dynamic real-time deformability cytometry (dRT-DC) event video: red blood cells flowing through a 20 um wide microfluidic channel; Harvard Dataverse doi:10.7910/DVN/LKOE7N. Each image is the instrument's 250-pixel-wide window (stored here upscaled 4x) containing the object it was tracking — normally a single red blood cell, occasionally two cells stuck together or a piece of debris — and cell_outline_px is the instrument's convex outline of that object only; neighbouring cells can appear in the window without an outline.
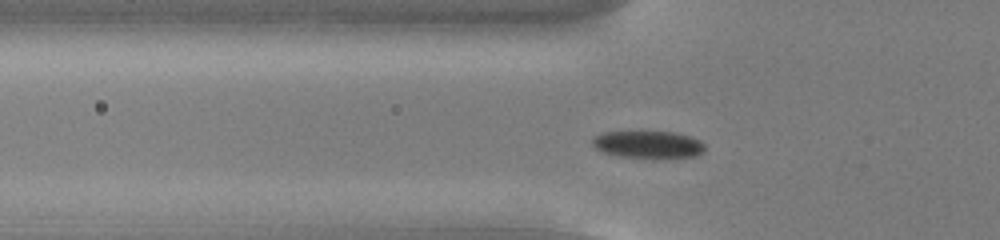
{"species": "common noctule bat (a hibernating species)", "species_latin": "Nyctalus noctula", "temperature_condition": "cold", "stored_images_in_passage": 49, "camera_frame_rate_fps": 3000, "um_per_image_px": 0.085, "animal": {"sex": "male", "body_mass_g": 13.0, "forearm_length_mm": 53.1}, "frame": {"image": 1, "passage_image": 13, "time_ms": 4.0, "image_size_px": [1000, 240], "cell_outline_px": [[704, 152], [696, 156], [656, 160], [620, 156], [604, 152], [596, 148], [592, 144], [592, 140], [596, 136], [604, 132], [676, 132], [692, 136], [700, 140], [704, 144]], "centroid_in_image_um": [55.17, 12.31], "position_along_channel_um": 70.6, "area_um2": 18.38}}
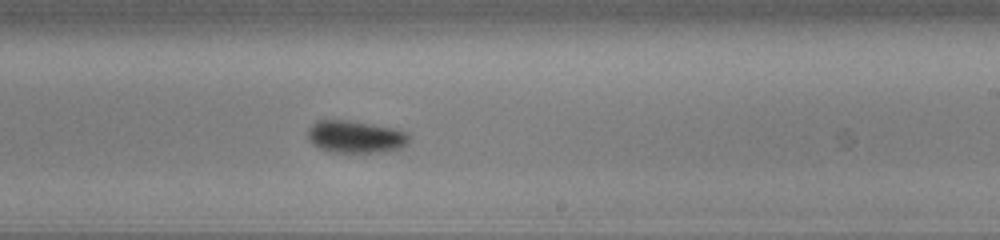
{"frame": {"image": 2, "passage_image": 28, "time_ms": 9.0, "image_size_px": [1000, 240], "cell_outline_px": [[408, 144], [400, 148], [384, 152], [328, 152], [312, 144], [308, 140], [308, 128], [316, 120], [348, 120], [396, 128], [408, 132]], "centroid_in_image_um": [30.21, 11.62], "position_along_channel_um": 258.8, "area_um2": 19.31}}
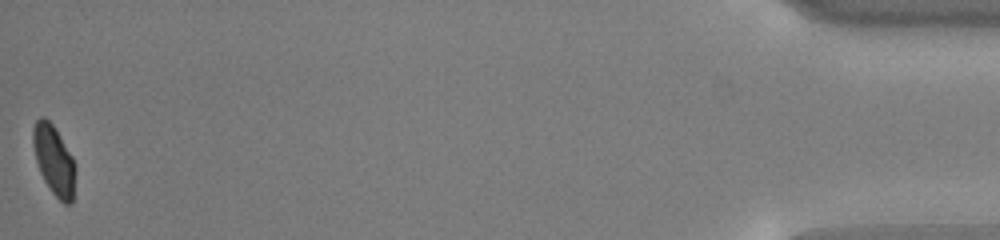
{"frame": {"image": 3, "passage_image": 49, "time_ms": 16.0, "image_size_px": [1000, 240], "cell_outline_px": [[76, 172], [72, 204], [64, 204], [52, 192], [44, 180], [40, 172], [36, 160], [32, 140], [32, 128], [36, 120], [40, 116], [44, 116], [52, 124], [72, 156], [76, 164]], "centroid_in_image_um": [4.59, 13.62], "position_along_channel_um": 430.6, "area_um2": 17.22}, "authors_computed_cell_mechanics": {"area_um2": 18.4382, "velocity_mm_per_s": 3.7767, "shape_relaxation_time_tau1_ms": 2.1089, "shape_relaxation_time_tau2_ms": null, "deformation_change_tau1": 0.0604, "deformation_change_tau2": null}}